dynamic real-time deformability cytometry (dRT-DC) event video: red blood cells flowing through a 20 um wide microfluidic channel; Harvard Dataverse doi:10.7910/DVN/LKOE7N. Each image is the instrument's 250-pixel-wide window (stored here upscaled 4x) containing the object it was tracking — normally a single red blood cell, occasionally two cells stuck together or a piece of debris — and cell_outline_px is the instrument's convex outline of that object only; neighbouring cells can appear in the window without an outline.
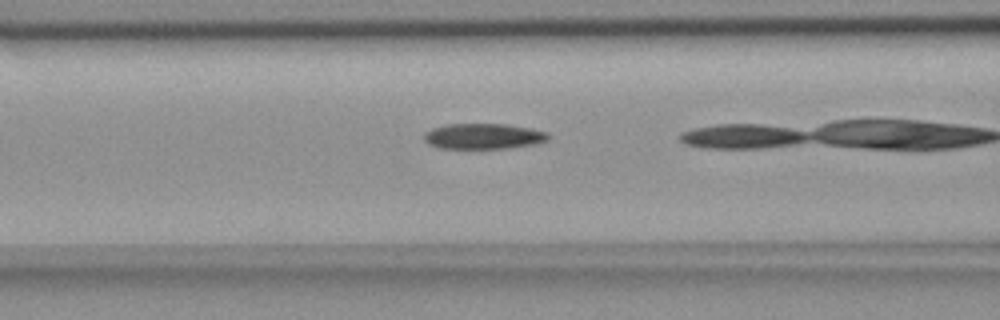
{"species": "common noctule bat (a hibernating species)", "species_latin": "Nyctalus noctula", "temperature_condition": "room temperature", "stored_images_in_passage": 31, "camera_frame_rate_fps": 3000, "um_per_image_px": 0.085, "animal": {"sex": "female", "body_mass_g": 18.4}, "frame": {"image": 1, "passage_image": 19, "time_ms": 6.0, "image_size_px": [1000, 320], "cell_outline_px": [[548, 140], [536, 144], [508, 148], [440, 148], [428, 144], [424, 140], [424, 132], [432, 128], [444, 124], [504, 124], [532, 128], [548, 132]], "centroid_in_image_um": [41.08, 11.57], "position_along_channel_um": 125.5, "area_um2": 18.61}}